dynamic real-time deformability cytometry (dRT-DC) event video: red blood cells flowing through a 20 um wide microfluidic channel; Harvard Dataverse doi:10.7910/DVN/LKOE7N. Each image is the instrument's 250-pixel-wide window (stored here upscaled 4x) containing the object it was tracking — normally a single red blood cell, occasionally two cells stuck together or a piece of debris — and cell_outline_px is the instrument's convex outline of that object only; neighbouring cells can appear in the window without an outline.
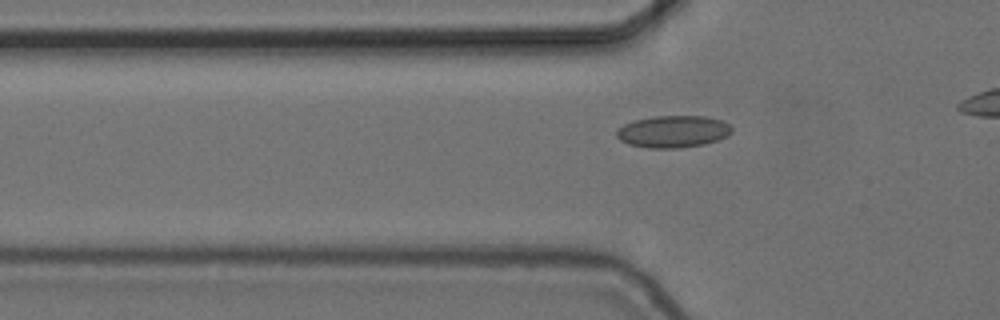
{"species": "common noctule bat (a hibernating species)", "species_latin": "Nyctalus noctula", "temperature_condition": "cold", "stored_images_in_passage": 33, "camera_frame_rate_fps": 3000, "um_per_image_px": 0.085, "animal": {"sex": "female", "body_mass_g": 24.6, "forearm_length_mm": 56.2}, "frame": {"image": 1, "passage_image": 13, "time_ms": 4.0, "image_size_px": [1000, 320], "cell_outline_px": [[732, 132], [716, 140], [704, 144], [680, 148], [648, 148], [628, 144], [620, 140], [616, 136], [616, 128], [624, 124], [636, 120], [656, 116], [704, 116], [720, 120], [728, 124], [732, 128]], "centroid_in_image_um": [57.16, 11.18], "position_along_channel_um": 68.6, "area_um2": 21.39}}
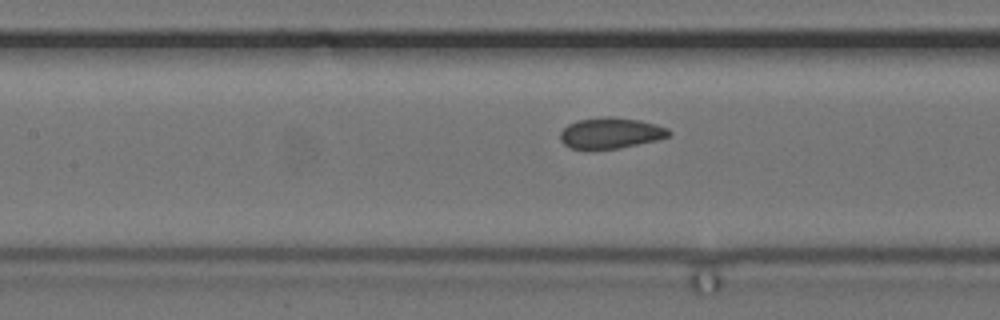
{"frame": {"image": 2, "passage_image": 20, "time_ms": 6.333, "image_size_px": [1000, 320], "cell_outline_px": [[672, 132], [668, 136], [656, 140], [620, 148], [572, 148], [564, 144], [560, 140], [560, 132], [568, 124], [576, 120], [604, 116], [612, 116], [640, 120], [656, 124], [668, 128]], "centroid_in_image_um": [51.91, 11.28], "position_along_channel_um": 155.5, "area_um2": 19.48}}
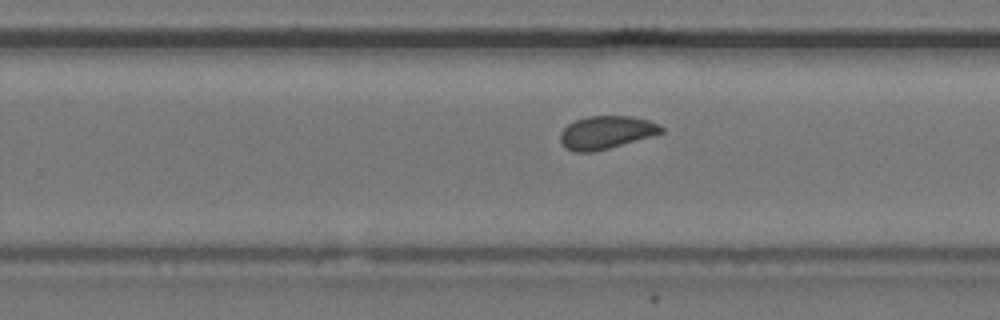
{"frame": {"image": 3, "passage_image": 30, "time_ms": 9.667, "image_size_px": [1000, 320], "cell_outline_px": [[664, 132], [652, 136], [608, 148], [592, 152], [572, 152], [560, 140], [560, 132], [568, 124], [576, 120], [588, 116], [632, 116], [648, 120], [660, 124], [664, 128]], "centroid_in_image_um": [51.55, 11.24], "position_along_channel_um": 278.3, "area_um2": 19.31}}